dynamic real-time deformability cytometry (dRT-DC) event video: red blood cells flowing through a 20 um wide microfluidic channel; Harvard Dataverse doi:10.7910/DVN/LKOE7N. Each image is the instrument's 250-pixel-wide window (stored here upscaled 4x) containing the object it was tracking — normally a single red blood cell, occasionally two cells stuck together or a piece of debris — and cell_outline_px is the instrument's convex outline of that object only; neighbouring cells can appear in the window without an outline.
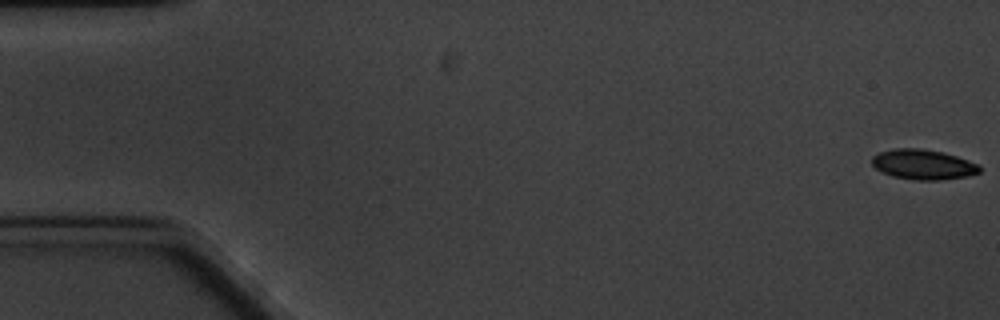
{"species": "common noctule bat (a hibernating species)", "species_latin": "Nyctalus noctula", "temperature_condition": "cold", "stored_images_in_passage": 6, "camera_frame_rate_fps": 3000, "um_per_image_px": 0.085, "animal": {"sex": "male", "body_mass_g": 20.1, "forearm_length_mm": 53.5}, "frame": {"image": 1, "passage_image": 1, "time_ms": 0.0, "image_size_px": [1000, 320], "cell_outline_px": [[980, 172], [968, 176], [940, 180], [912, 180], [892, 176], [876, 168], [872, 164], [872, 156], [880, 152], [892, 148], [920, 148], [944, 152], [968, 160], [976, 164], [980, 168]], "centroid_in_image_um": [78.45, 13.98], "position_along_channel_um": 6.5, "area_um2": 18.84}}
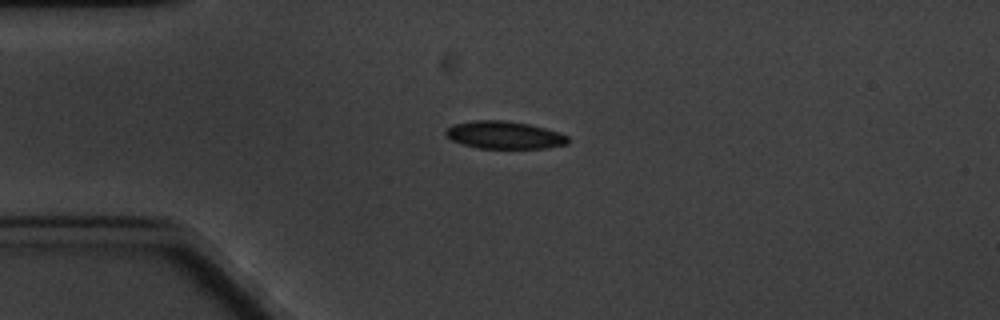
{"frame": {"image": 2, "passage_image": 5, "time_ms": 4.667, "image_size_px": [1000, 320], "cell_outline_px": [[568, 144], [544, 148], [480, 148], [464, 144], [452, 140], [444, 132], [452, 124], [472, 120], [504, 120], [528, 124], [544, 128], [568, 136]], "centroid_in_image_um": [42.85, 11.47], "position_along_channel_um": 42.2, "area_um2": 19.42}}